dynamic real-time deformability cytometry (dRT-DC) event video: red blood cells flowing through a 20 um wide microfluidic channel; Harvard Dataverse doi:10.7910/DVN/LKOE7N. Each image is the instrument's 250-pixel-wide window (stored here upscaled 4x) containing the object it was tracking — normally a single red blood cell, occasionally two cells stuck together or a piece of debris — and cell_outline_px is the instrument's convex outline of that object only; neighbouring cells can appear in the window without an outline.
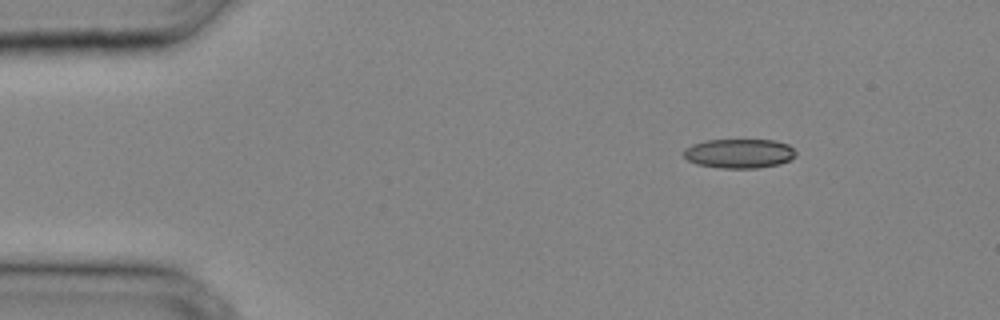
{"species": "common noctule bat (a hibernating species)", "species_latin": "Nyctalus noctula", "temperature_condition": "cold", "stored_images_in_passage": 30, "camera_frame_rate_fps": 3000, "um_per_image_px": 0.085, "animal": {"sex": "male", "body_mass_g": 20.4}, "frame": {"image": 1, "passage_image": 1, "time_ms": 0.0, "image_size_px": [1000, 320], "cell_outline_px": [[796, 156], [780, 164], [756, 168], [720, 168], [696, 164], [688, 160], [684, 156], [684, 148], [692, 144], [708, 140], [776, 140], [788, 144], [796, 152]], "centroid_in_image_um": [62.83, 13.04], "position_along_channel_um": 22.2, "area_um2": 19.19}}
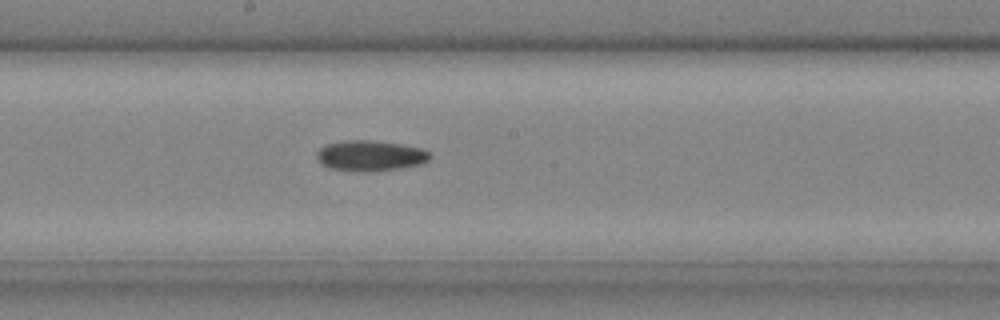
{"frame": {"image": 2, "passage_image": 15, "time_ms": 4.667, "image_size_px": [1000, 320], "cell_outline_px": [[428, 160], [420, 164], [400, 168], [372, 172], [368, 172], [328, 168], [320, 164], [316, 156], [316, 152], [324, 144], [344, 140], [368, 140], [400, 144], [420, 148], [428, 152]], "centroid_in_image_um": [31.39, 13.24], "position_along_channel_um": 216.8, "area_um2": 20.11}}
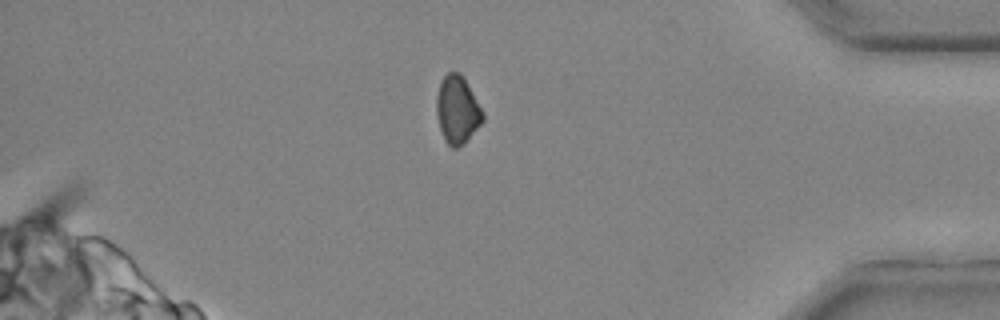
{"frame": {"image": 3, "passage_image": 26, "time_ms": 8.333, "image_size_px": [1000, 320], "cell_outline_px": [[484, 120], [456, 148], [452, 148], [444, 140], [440, 128], [436, 112], [436, 96], [440, 80], [448, 72], [460, 72], [464, 76], [484, 112]], "centroid_in_image_um": [38.86, 9.26], "position_along_channel_um": 396.3, "area_um2": 18.15}}